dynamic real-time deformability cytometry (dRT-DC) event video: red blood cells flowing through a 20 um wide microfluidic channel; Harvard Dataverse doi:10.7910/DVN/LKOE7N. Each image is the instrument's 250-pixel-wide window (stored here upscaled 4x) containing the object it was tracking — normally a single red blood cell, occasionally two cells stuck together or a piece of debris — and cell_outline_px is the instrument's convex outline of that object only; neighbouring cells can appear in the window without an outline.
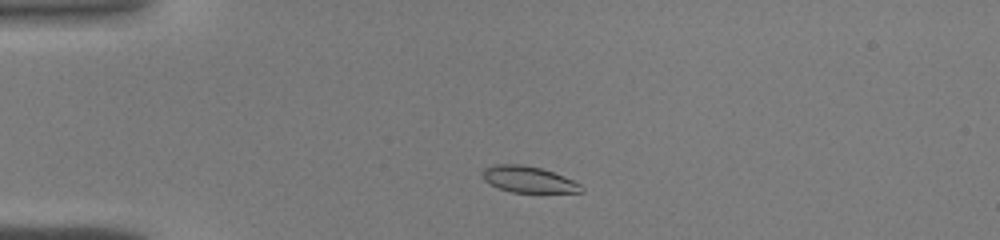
{"species": "common noctule bat (a hibernating species)", "species_latin": "Nyctalus noctula", "temperature_condition": "warm", "stored_images_in_passage": 38, "camera_frame_rate_fps": 3000, "um_per_image_px": 0.085, "animal": {"sex": "male", "body_mass_g": 19.0, "forearm_length_mm": 50.8}, "frame": {"image": 1, "passage_image": 5, "time_ms": 1.333, "image_size_px": [1000, 240], "cell_outline_px": [[584, 192], [512, 192], [500, 188], [484, 180], [480, 172], [484, 168], [492, 164], [524, 164], [540, 168], [564, 176], [580, 184], [584, 188]], "centroid_in_image_um": [44.89, 15.23], "position_along_channel_um": 40.1, "area_um2": 15.09}}
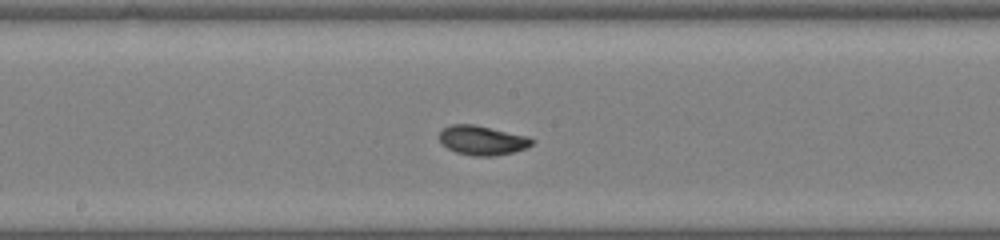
{"frame": {"image": 2, "passage_image": 18, "time_ms": 5.667, "image_size_px": [1000, 240], "cell_outline_px": [[536, 140], [528, 148], [496, 156], [472, 156], [456, 152], [448, 148], [440, 140], [440, 132], [444, 128], [452, 124], [476, 124], [528, 136]], "centroid_in_image_um": [41.04, 11.92], "position_along_channel_um": 207.2, "area_um2": 15.95}}
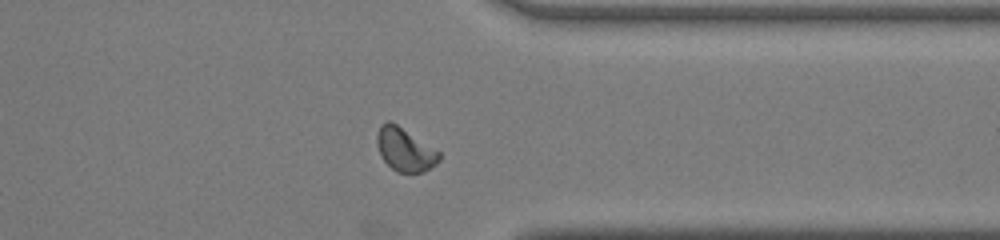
{"frame": {"image": 3, "passage_image": 29, "time_ms": 9.333, "image_size_px": [1000, 240], "cell_outline_px": [[440, 160], [436, 164], [424, 172], [396, 172], [380, 156], [376, 144], [376, 136], [380, 124], [388, 120], [392, 120], [440, 152]], "centroid_in_image_um": [34.39, 12.68], "position_along_channel_um": 377.0, "area_um2": 15.9}}